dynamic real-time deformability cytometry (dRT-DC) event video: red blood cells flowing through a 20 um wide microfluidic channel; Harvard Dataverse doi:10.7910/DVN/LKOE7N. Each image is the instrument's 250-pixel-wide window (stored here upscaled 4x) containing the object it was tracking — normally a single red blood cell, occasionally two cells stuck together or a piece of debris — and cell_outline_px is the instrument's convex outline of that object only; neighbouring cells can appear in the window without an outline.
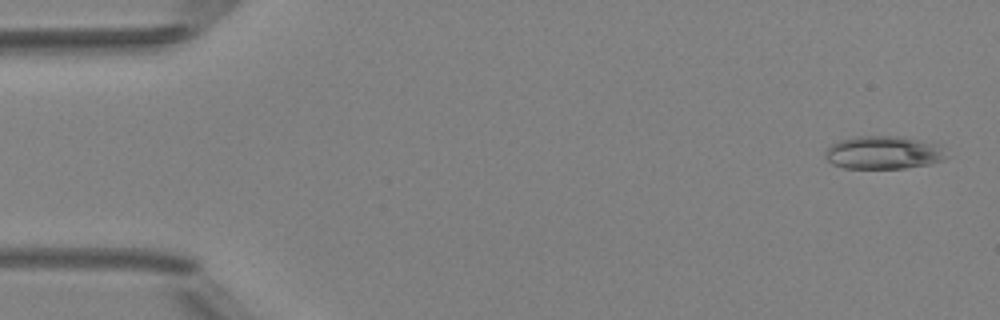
{"species": "Egyptian fruit bat (a non-hibernating species)", "species_latin": "Rousettus aegyptiacus", "temperature_condition": "room temperature", "stored_images_in_passage": 6, "camera_frame_rate_fps": 3000, "um_per_image_px": 0.085, "animal": {"sex": "female"}, "frame": {"image": 1, "passage_image": 1, "time_ms": 0.0, "image_size_px": [1000, 320], "cell_outline_px": [[944, 160], [932, 164], [904, 168], [844, 168], [832, 164], [824, 156], [824, 152], [832, 144], [840, 140], [856, 136], [900, 136], [940, 144], [944, 156]], "centroid_in_image_um": [75.08, 12.97], "position_along_channel_um": 9.9, "area_um2": 23.35}}
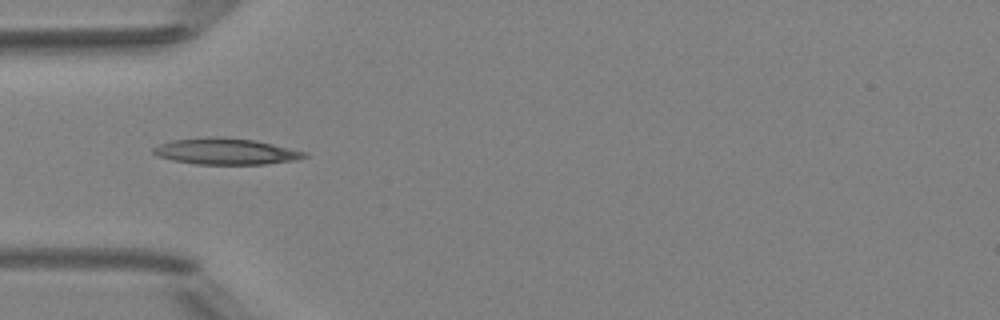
{"frame": {"image": 2, "passage_image": 5, "time_ms": 4.667, "image_size_px": [1000, 320], "cell_outline_px": [[308, 156], [296, 160], [264, 164], [196, 164], [172, 160], [160, 156], [152, 152], [152, 148], [160, 144], [172, 140], [208, 136], [216, 136], [256, 140], [308, 152]], "centroid_in_image_um": [19.22, 12.86], "position_along_channel_um": 65.8, "area_um2": 23.18}}
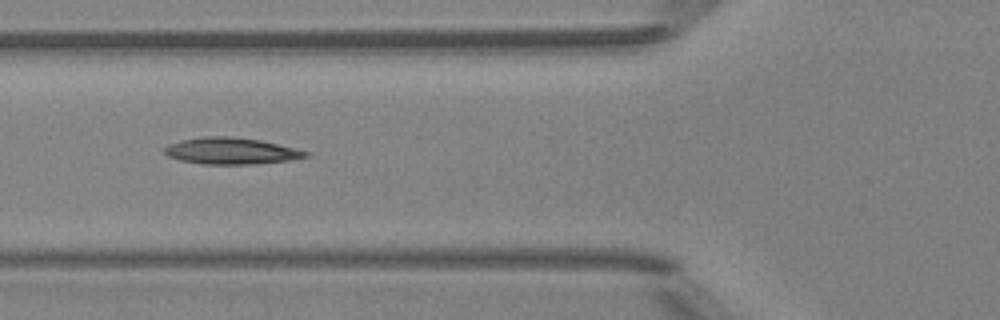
{"frame": {"image": 3, "passage_image": 6, "time_ms": 5.667, "image_size_px": [1000, 320], "cell_outline_px": [[308, 156], [292, 160], [252, 164], [200, 164], [180, 160], [168, 156], [164, 152], [164, 148], [168, 144], [180, 140], [204, 136], [228, 136], [260, 140], [296, 148], [308, 152]], "centroid_in_image_um": [19.62, 12.83], "position_along_channel_um": 106.2, "area_um2": 21.85}}